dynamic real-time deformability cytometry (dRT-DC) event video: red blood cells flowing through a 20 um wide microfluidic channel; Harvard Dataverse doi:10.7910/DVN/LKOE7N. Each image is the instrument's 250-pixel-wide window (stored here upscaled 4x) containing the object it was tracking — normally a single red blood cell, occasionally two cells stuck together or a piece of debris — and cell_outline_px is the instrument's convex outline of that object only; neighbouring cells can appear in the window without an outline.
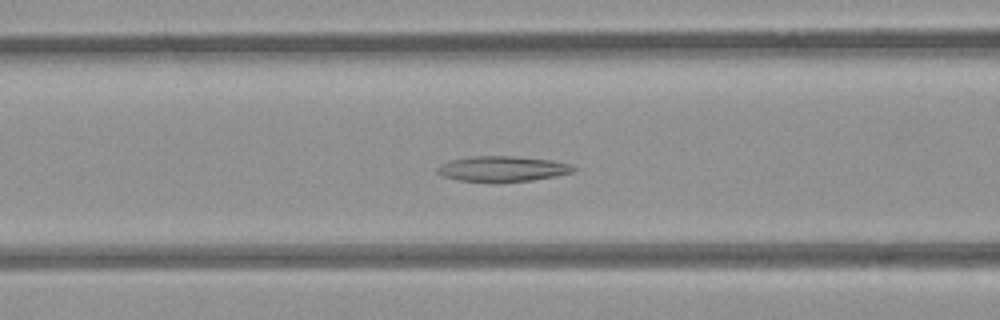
{"species": "common noctule bat (a hibernating species)", "species_latin": "Nyctalus noctula", "temperature_condition": "room temperature", "stored_images_in_passage": 47, "camera_frame_rate_fps": 3000, "um_per_image_px": 0.085, "animal": {"sex": "female", "body_mass_g": 21.9}, "frame": {"image": 1, "passage_image": 21, "time_ms": 6.667, "image_size_px": [1000, 320], "cell_outline_px": [[576, 172], [556, 176], [532, 180], [500, 184], [496, 184], [460, 180], [444, 176], [436, 172], [436, 168], [440, 164], [448, 160], [468, 156], [512, 156], [552, 160], [572, 164], [576, 168]], "centroid_in_image_um": [42.71, 14.37], "position_along_channel_um": 123.9, "area_um2": 20.92}}
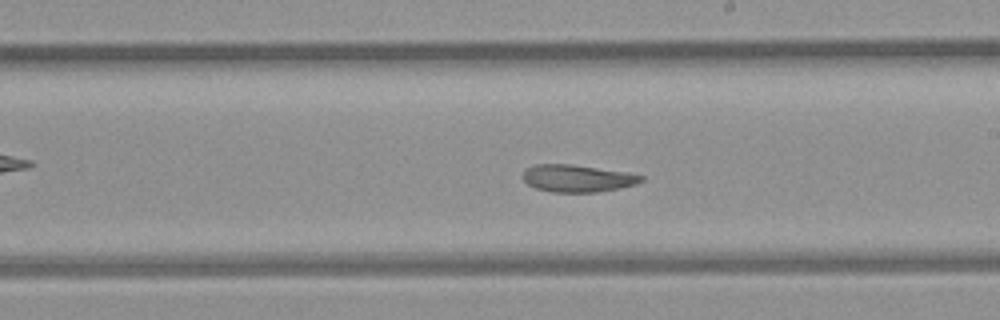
{"frame": {"image": 2, "passage_image": 30, "time_ms": 9.667, "image_size_px": [1000, 320], "cell_outline_px": [[644, 180], [636, 184], [596, 192], [552, 192], [536, 188], [528, 184], [524, 180], [524, 168], [536, 164], [572, 164], [628, 172], [644, 176]], "centroid_in_image_um": [49.08, 15.15], "position_along_channel_um": 239.9, "area_um2": 18.73}}
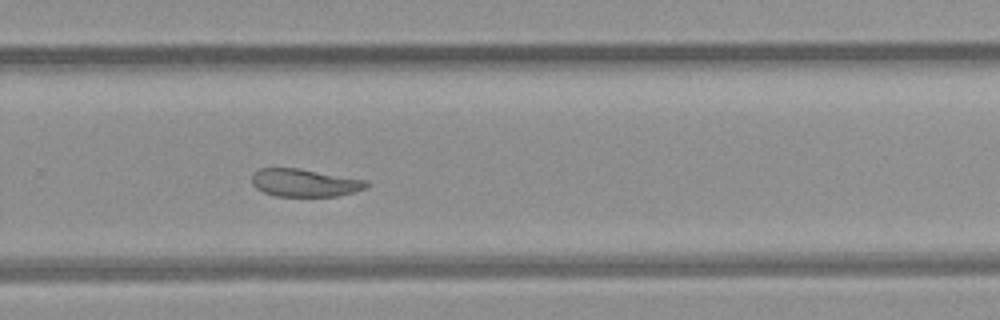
{"frame": {"image": 3, "passage_image": 35, "time_ms": 11.333, "image_size_px": [1000, 320], "cell_outline_px": [[368, 184], [364, 188], [352, 192], [336, 196], [276, 196], [264, 192], [256, 188], [252, 184], [252, 172], [260, 168], [300, 168], [368, 180]], "centroid_in_image_um": [25.86, 15.52], "position_along_channel_um": 303.9, "area_um2": 18.55}, "authors_computed_cell_mechanics": {"area_um2": 20.9236, "velocity_mm_per_s": 3.8705, "shape_relaxation_time_tau1_ms": null, "shape_relaxation_time_tau2_ms": 4.9516, "deformation_change_tau1": null, "deformation_change_tau2": 0.1178}}